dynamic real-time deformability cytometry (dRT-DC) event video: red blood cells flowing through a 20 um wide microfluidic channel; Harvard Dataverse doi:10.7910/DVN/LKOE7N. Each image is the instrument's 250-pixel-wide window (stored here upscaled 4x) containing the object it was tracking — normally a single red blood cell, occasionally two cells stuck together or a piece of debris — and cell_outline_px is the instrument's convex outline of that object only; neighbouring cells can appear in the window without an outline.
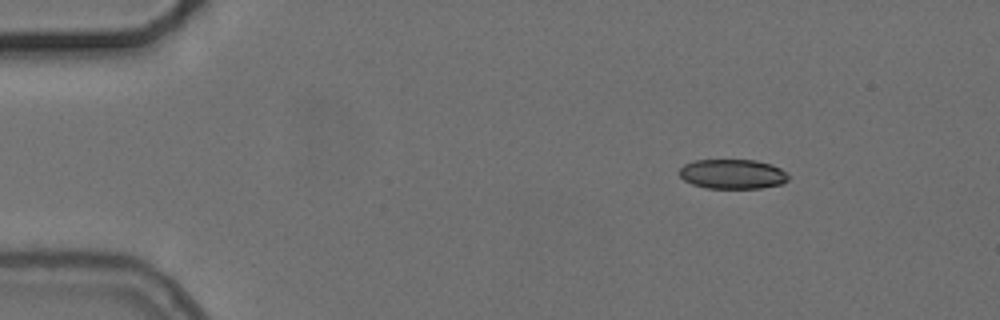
{"species": "common noctule bat (a hibernating species)", "species_latin": "Nyctalus noctula", "temperature_condition": "cold", "stored_images_in_passage": 4, "camera_frame_rate_fps": 3000, "um_per_image_px": 0.085, "animal": {"sex": "female", "body_mass_g": 24.6, "forearm_length_mm": 56.2}, "frame": {"image": 1, "passage_image": 1, "time_ms": 0.0, "image_size_px": [1000, 320], "cell_outline_px": [[788, 180], [780, 184], [760, 188], [708, 188], [692, 184], [684, 180], [676, 172], [684, 164], [696, 160], [756, 160], [772, 164], [788, 172]], "centroid_in_image_um": [62.26, 14.79], "position_along_channel_um": 22.7, "area_um2": 18.96}}
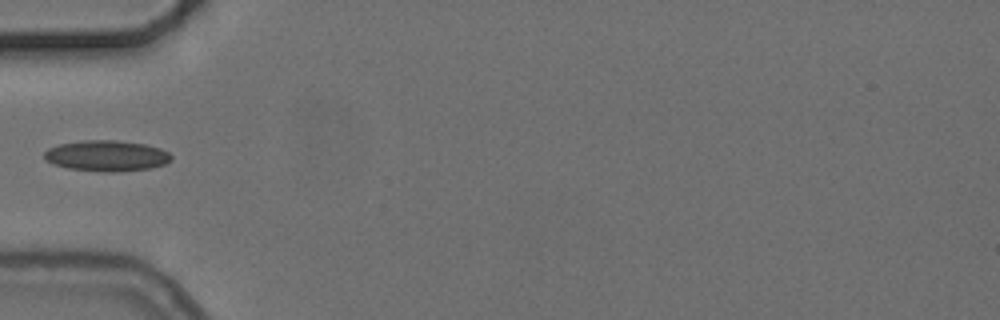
{"frame": {"image": 2, "passage_image": 4, "time_ms": 3.667, "image_size_px": [1000, 320], "cell_outline_px": [[172, 160], [164, 164], [148, 168], [116, 172], [104, 172], [68, 168], [56, 164], [48, 160], [44, 156], [44, 152], [48, 148], [60, 144], [84, 140], [116, 140], [144, 144], [160, 148], [168, 152], [172, 156]], "centroid_in_image_um": [9.09, 13.24], "position_along_channel_um": 75.9, "area_um2": 22.6}}